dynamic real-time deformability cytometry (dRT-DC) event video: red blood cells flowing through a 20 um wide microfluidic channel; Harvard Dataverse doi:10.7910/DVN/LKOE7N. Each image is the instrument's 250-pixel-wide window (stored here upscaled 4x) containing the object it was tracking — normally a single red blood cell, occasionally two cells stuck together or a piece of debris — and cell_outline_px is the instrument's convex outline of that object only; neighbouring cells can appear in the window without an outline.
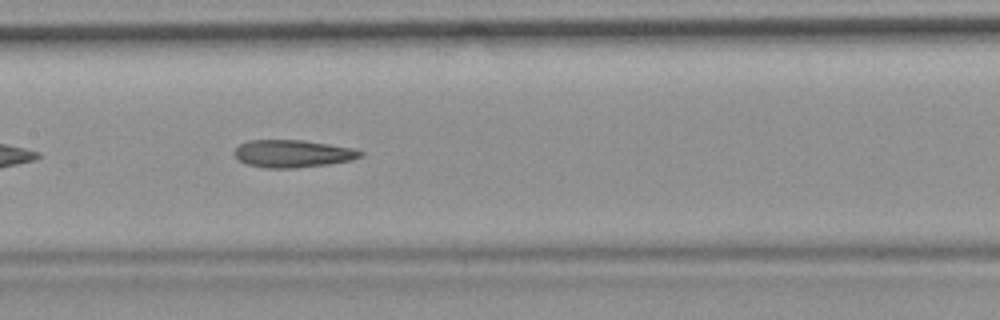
{"species": "common noctule bat (a hibernating species)", "species_latin": "Nyctalus noctula", "temperature_condition": "room temperature", "stored_images_in_passage": 41, "camera_frame_rate_fps": 3000, "um_per_image_px": 0.085, "animal": {"sex": "female", "body_mass_g": 19.9}, "frame": {"image": 1, "passage_image": 12, "time_ms": 3.667, "image_size_px": [1000, 320], "cell_outline_px": [[364, 156], [352, 160], [328, 164], [296, 168], [264, 168], [248, 164], [240, 160], [232, 152], [240, 144], [248, 140], [304, 140], [352, 148], [364, 152]], "centroid_in_image_um": [24.89, 13.06], "position_along_channel_um": 182.5, "area_um2": 20.23}, "authors_computed_cell_mechanics": {"area_um2": 20.5768, "velocity_mm_per_s": 3.7163, "shape_relaxation_time_tau1_ms": null, "shape_relaxation_time_tau2_ms": 3.1133, "deformation_change_tau1": null, "deformation_change_tau2": 0.1301}}